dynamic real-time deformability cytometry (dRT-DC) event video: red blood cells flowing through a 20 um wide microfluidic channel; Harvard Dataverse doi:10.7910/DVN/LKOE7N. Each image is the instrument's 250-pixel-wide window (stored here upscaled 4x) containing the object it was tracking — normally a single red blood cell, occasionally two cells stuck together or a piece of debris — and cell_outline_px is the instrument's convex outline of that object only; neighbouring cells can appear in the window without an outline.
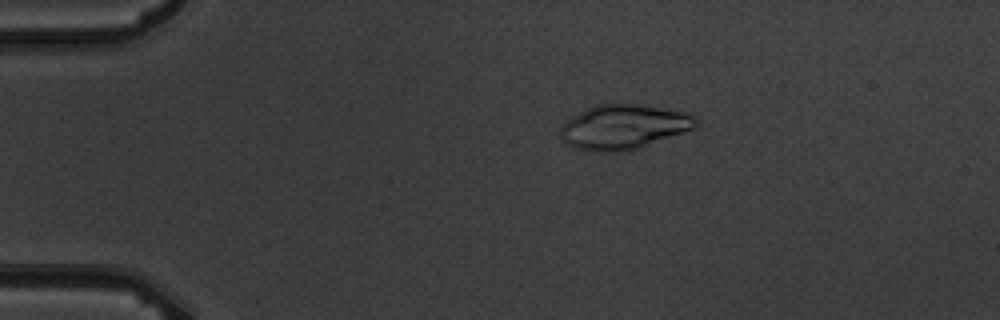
{"species": "common noctule bat (a hibernating species)", "species_latin": "Nyctalus noctula", "temperature_condition": "warm", "stored_images_in_passage": 6, "camera_frame_rate_fps": 3000, "um_per_image_px": 0.085, "animal": {"sex": "male", "body_mass_g": 19.5, "forearm_length_mm": 54.6}, "frame": {"image": 1, "passage_image": 3, "time_ms": 3.333, "image_size_px": [1000, 320], "cell_outline_px": [[700, 124], [692, 128], [636, 148], [616, 152], [592, 152], [572, 148], [564, 144], [560, 136], [560, 128], [572, 116], [596, 104], [636, 104], [692, 112], [700, 120]], "centroid_in_image_um": [52.99, 10.78], "position_along_channel_um": 32.0, "area_um2": 35.2}}
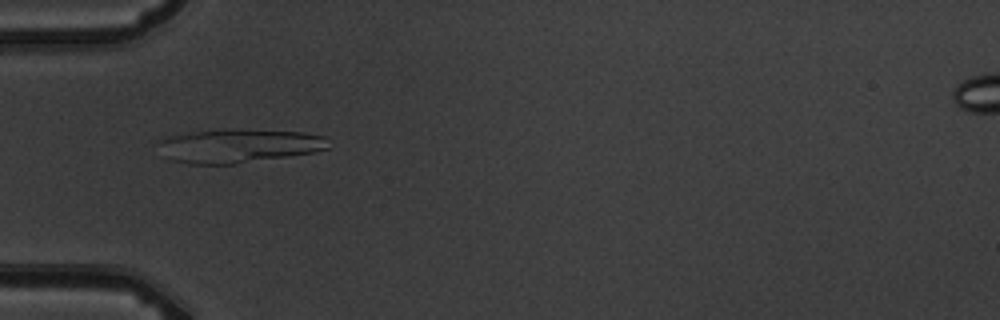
{"frame": {"image": 2, "passage_image": 5, "time_ms": 5.667, "image_size_px": [1000, 320], "cell_outline_px": [[332, 148], [316, 152], [236, 164], [188, 164], [168, 160], [156, 140], [168, 136], [220, 128], [228, 128], [304, 132], [324, 136]], "centroid_in_image_um": [20.3, 12.39], "position_along_channel_um": 64.7, "area_um2": 34.04}}